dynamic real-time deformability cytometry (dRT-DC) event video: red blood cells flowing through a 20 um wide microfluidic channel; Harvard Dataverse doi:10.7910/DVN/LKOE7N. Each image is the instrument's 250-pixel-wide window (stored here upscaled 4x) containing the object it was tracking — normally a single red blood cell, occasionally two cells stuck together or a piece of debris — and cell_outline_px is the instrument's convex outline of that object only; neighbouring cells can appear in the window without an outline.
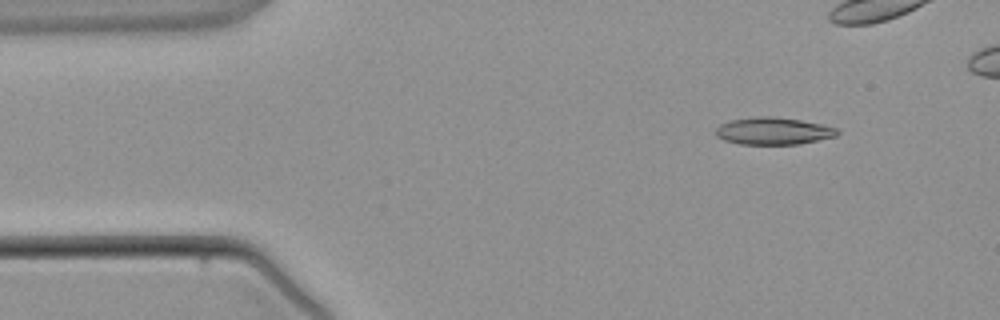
{"species": "common noctule bat (a hibernating species)", "species_latin": "Nyctalus noctula", "temperature_condition": "warm", "stored_images_in_passage": 5, "camera_frame_rate_fps": 3000, "um_per_image_px": 0.085, "animal": {"sex": "male", "body_mass_g": 21.5, "forearm_length_mm": 52.0}, "frame": {"image": 1, "passage_image": 2, "time_ms": 1.333, "image_size_px": [1000, 320], "cell_outline_px": [[840, 132], [836, 136], [800, 144], [740, 144], [724, 140], [716, 136], [716, 128], [720, 124], [728, 120], [756, 116], [772, 116], [800, 120], [820, 124], [836, 128]], "centroid_in_image_um": [65.7, 11.13], "position_along_channel_um": 19.3, "area_um2": 19.31}}